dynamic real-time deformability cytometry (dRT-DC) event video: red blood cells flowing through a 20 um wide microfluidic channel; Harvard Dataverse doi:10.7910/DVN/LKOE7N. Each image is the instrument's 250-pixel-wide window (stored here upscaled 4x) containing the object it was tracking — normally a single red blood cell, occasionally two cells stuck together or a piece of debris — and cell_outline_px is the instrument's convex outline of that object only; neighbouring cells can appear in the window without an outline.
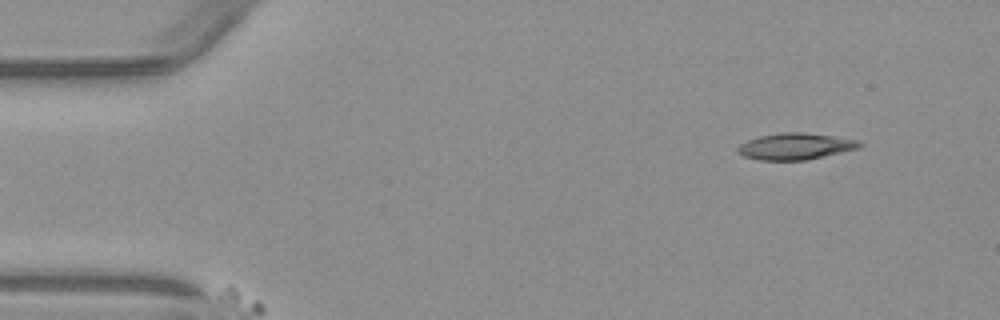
{"species": "common noctule bat (a hibernating species)", "species_latin": "Nyctalus noctula", "temperature_condition": "warm", "stored_images_in_passage": 5, "segment_of_instrument_passage": [2, 2], "camera_frame_rate_fps": 3000, "um_per_image_px": 0.085, "animal": {"sex": "male", "body_mass_g": 23.1, "forearm_length_mm": 52.7}, "frame": {"image": 1, "passage_image": 5, "time_ms": 5.0, "image_size_px": [1000, 320], "cell_outline_px": [[864, 144], [860, 148], [804, 160], [760, 160], [744, 156], [736, 152], [736, 148], [740, 144], [748, 140], [760, 136], [780, 132], [804, 132], [860, 140]], "centroid_in_image_um": [67.61, 12.43], "position_along_channel_um": 17.4, "area_um2": 18.79}}